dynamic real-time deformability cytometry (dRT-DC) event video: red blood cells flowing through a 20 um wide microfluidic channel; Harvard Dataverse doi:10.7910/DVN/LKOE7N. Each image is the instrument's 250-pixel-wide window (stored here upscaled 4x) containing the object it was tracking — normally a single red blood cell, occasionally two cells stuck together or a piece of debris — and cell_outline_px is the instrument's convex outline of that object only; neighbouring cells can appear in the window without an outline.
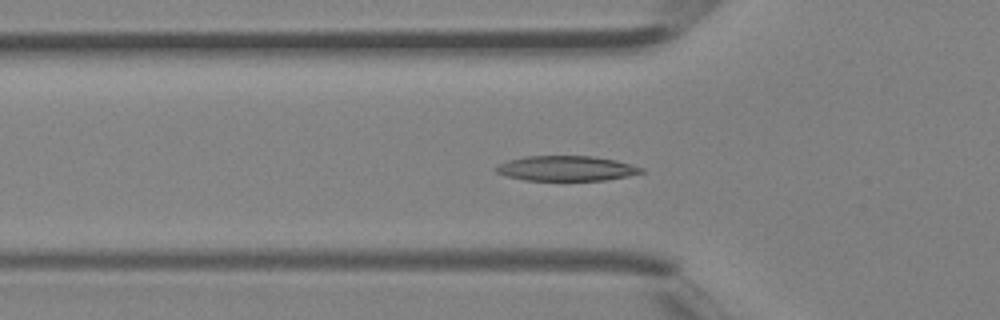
{"species": "Egyptian fruit bat (a non-hibernating species)", "species_latin": "Rousettus aegyptiacus", "temperature_condition": "room temperature", "stored_images_in_passage": 32, "camera_frame_rate_fps": 3000, "um_per_image_px": 0.085, "animal": {"sex": "female"}, "frame": {"image": 1, "passage_image": 9, "time_ms": 2.667, "image_size_px": [1000, 320], "cell_outline_px": [[644, 172], [628, 176], [604, 180], [524, 180], [508, 176], [496, 172], [492, 168], [496, 164], [508, 160], [524, 156], [592, 156], [616, 160], [644, 168]], "centroid_in_image_um": [48.09, 14.3], "position_along_channel_um": 77.7, "area_um2": 21.27}}
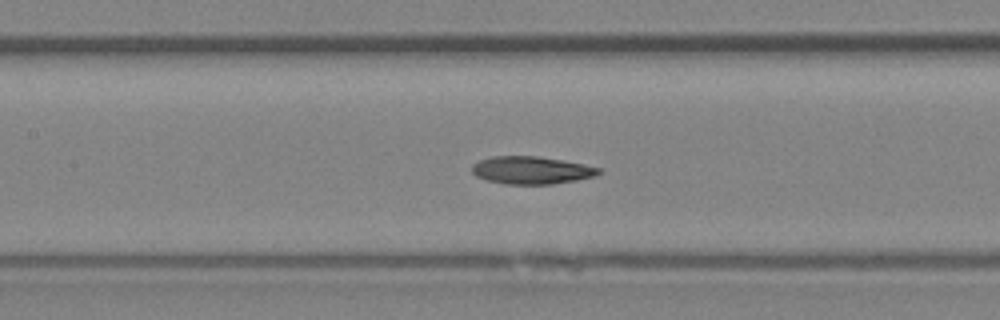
{"frame": {"image": 2, "passage_image": 14, "time_ms": 4.333, "image_size_px": [1000, 320], "cell_outline_px": [[604, 172], [596, 176], [576, 180], [552, 184], [504, 184], [488, 180], [476, 176], [472, 172], [472, 164], [480, 160], [492, 156], [536, 156], [564, 160], [584, 164], [600, 168]], "centroid_in_image_um": [45.2, 14.46], "position_along_channel_um": 162.2, "area_um2": 20.52}}
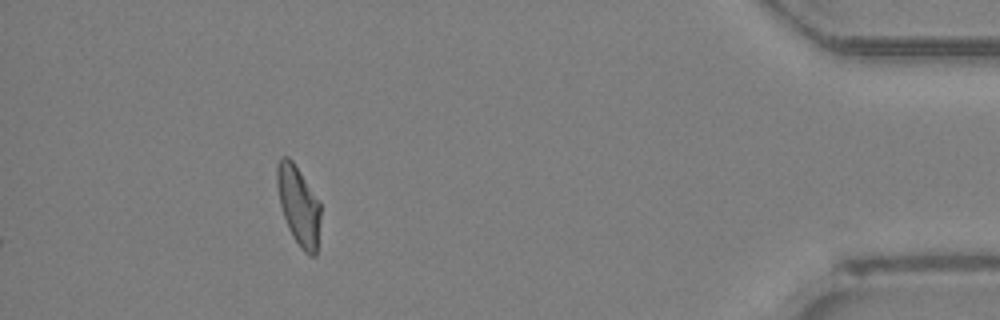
{"frame": {"image": 3, "passage_image": 32, "time_ms": 10.333, "image_size_px": [1000, 320], "cell_outline_px": [[320, 220], [316, 256], [312, 256], [304, 252], [300, 248], [292, 236], [288, 228], [280, 204], [276, 184], [276, 164], [280, 156], [288, 156], [292, 160], [320, 200]], "centroid_in_image_um": [25.37, 17.44], "position_along_channel_um": 409.8, "area_um2": 20.35}}